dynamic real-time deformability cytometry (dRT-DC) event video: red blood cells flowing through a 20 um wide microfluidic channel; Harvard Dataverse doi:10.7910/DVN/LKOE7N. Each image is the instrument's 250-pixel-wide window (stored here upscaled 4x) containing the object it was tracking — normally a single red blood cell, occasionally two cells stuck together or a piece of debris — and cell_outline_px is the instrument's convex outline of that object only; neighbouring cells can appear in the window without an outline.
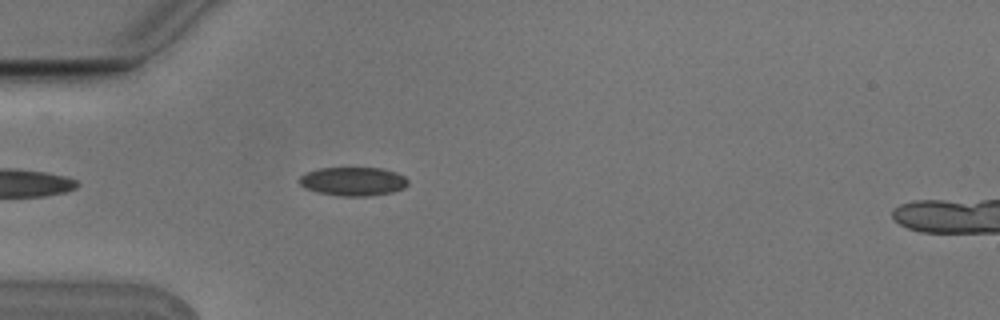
{"species": "Egyptian fruit bat (a non-hibernating species)", "species_latin": "Rousettus aegyptiacus", "temperature_condition": "cold", "stored_images_in_passage": 5, "camera_frame_rate_fps": 3000, "um_per_image_px": 0.085, "animal": {"sex": "male"}, "frame": {"image": 1, "passage_image": 4, "time_ms": 1.0, "image_size_px": [1000, 320], "cell_outline_px": [[408, 184], [404, 188], [392, 192], [368, 196], [340, 196], [320, 192], [304, 188], [300, 184], [300, 176], [304, 172], [320, 168], [384, 168], [396, 172], [404, 176], [408, 180]], "centroid_in_image_um": [30.02, 15.41], "position_along_channel_um": 55.0, "area_um2": 18.21}}